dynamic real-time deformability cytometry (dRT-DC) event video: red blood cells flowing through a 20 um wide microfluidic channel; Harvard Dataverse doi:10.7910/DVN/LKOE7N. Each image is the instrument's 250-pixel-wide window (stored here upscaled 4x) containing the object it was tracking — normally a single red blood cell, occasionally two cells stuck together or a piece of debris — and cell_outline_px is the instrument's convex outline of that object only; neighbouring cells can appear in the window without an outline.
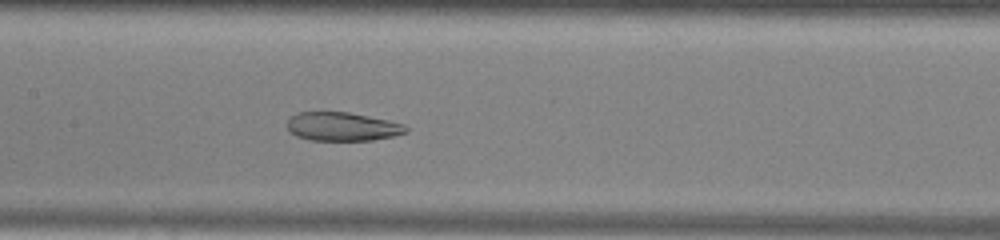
{"species": "common noctule bat (a hibernating species)", "species_latin": "Nyctalus noctula", "temperature_condition": "warm", "stored_images_in_passage": 44, "camera_frame_rate_fps": 3000, "um_per_image_px": 0.085, "animal": {"sex": "male", "body_mass_g": 13.0, "forearm_length_mm": 53.1}, "frame": {"image": 1, "passage_image": 18, "time_ms": 5.667, "image_size_px": [1000, 240], "cell_outline_px": [[408, 132], [392, 136], [372, 140], [308, 140], [296, 136], [288, 132], [284, 124], [296, 112], [348, 112], [388, 120], [404, 124], [408, 128]], "centroid_in_image_um": [29.04, 10.76], "position_along_channel_um": 178.4, "area_um2": 20.0}}
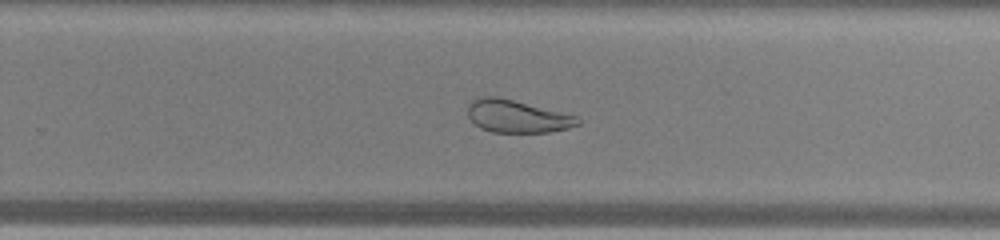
{"frame": {"image": 2, "passage_image": 26, "time_ms": 8.333, "image_size_px": [1000, 240], "cell_outline_px": [[580, 124], [568, 128], [548, 132], [492, 132], [480, 128], [468, 116], [468, 104], [476, 96], [500, 96], [576, 116], [580, 120]], "centroid_in_image_um": [43.91, 9.87], "position_along_channel_um": 285.9, "area_um2": 20.92}}
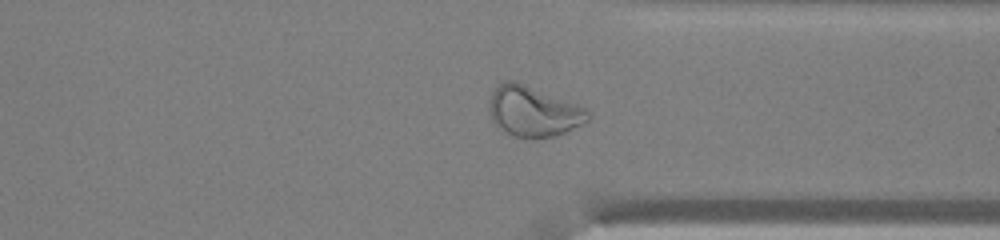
{"frame": {"image": 3, "passage_image": 32, "time_ms": 10.333, "image_size_px": [1000, 240], "cell_outline_px": [[592, 116], [588, 120], [556, 136], [536, 140], [532, 140], [512, 136], [504, 132], [492, 120], [488, 108], [488, 100], [492, 92], [500, 84], [508, 80], [516, 80], [576, 104], [584, 108]], "centroid_in_image_um": [45.29, 9.49], "position_along_channel_um": 366.1, "area_um2": 29.19}, "authors_computed_cell_mechanics": {"area_um2": 28.3509, "velocity_mm_per_s": 4.0456, "shape_relaxation_time_tau1_ms": null, "shape_relaxation_time_tau2_ms": 1.8669, "deformation_change_tau1": null, "deformation_change_tau2": 0.0834}}